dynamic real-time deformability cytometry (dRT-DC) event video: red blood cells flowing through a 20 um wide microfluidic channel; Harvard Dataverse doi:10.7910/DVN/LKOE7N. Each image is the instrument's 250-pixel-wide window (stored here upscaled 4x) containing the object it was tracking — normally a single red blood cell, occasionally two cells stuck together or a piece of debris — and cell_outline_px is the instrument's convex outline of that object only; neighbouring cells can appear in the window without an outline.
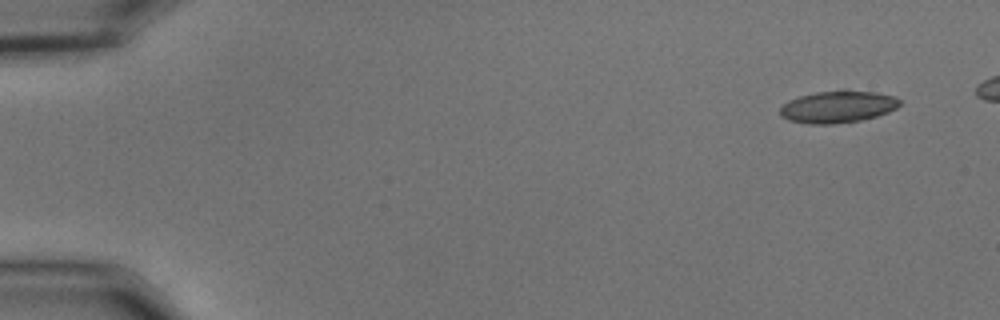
{"species": "common noctule bat (a hibernating species)", "species_latin": "Nyctalus noctula", "temperature_condition": "cold", "stored_images_in_passage": 55, "camera_frame_rate_fps": 3000, "um_per_image_px": 0.085, "animal": {"sex": "male", "body_mass_g": 15.6}, "frame": {"image": 1, "passage_image": 1, "time_ms": 0.0, "image_size_px": [1000, 320], "cell_outline_px": [[900, 104], [896, 108], [888, 112], [876, 116], [860, 120], [832, 124], [808, 124], [788, 120], [780, 116], [780, 108], [788, 100], [800, 96], [816, 92], [844, 88], [876, 92], [896, 96], [900, 100]], "centroid_in_image_um": [71.22, 9.05], "position_along_channel_um": 13.8, "area_um2": 22.77}}
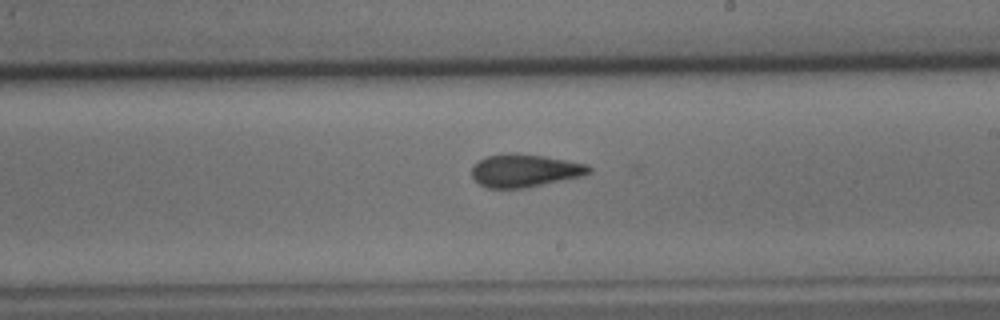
{"frame": {"image": 2, "passage_image": 30, "time_ms": 9.667, "image_size_px": [1000, 320], "cell_outline_px": [[592, 172], [584, 176], [524, 188], [488, 188], [480, 184], [472, 176], [472, 164], [488, 156], [508, 152], [516, 152], [544, 156], [588, 164], [592, 168]], "centroid_in_image_um": [44.63, 14.49], "position_along_channel_um": 244.4, "area_um2": 22.66}}
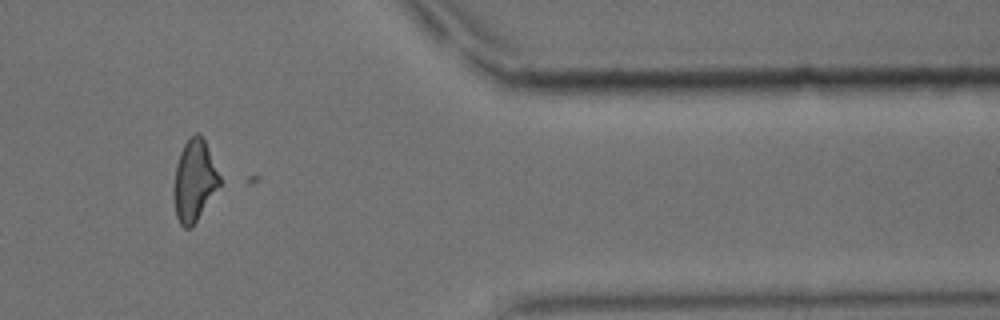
{"frame": {"image": 3, "passage_image": 44, "time_ms": 14.333, "image_size_px": [1000, 320], "cell_outline_px": [[220, 184], [192, 228], [184, 228], [180, 224], [176, 216], [176, 164], [180, 152], [184, 144], [196, 132], [204, 140], [220, 176]], "centroid_in_image_um": [16.54, 15.36], "position_along_channel_um": 394.9, "area_um2": 20.81}}